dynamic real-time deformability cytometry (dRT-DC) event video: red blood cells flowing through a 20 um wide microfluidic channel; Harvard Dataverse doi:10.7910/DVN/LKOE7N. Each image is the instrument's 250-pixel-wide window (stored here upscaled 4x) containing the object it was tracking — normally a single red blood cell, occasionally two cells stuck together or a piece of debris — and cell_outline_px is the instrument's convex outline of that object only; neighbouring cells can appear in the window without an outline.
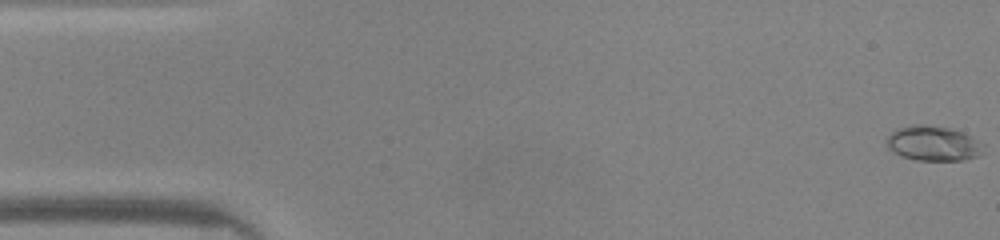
{"species": "common noctule bat (a hibernating species)", "species_latin": "Nyctalus noctula", "temperature_condition": "warm", "stored_images_in_passage": 48, "camera_frame_rate_fps": 3000, "um_per_image_px": 0.085, "animal": {"sex": "male", "body_mass_g": 20.0, "forearm_length_mm": 53.3}, "frame": {"image": 1, "passage_image": 1, "time_ms": 0.0, "image_size_px": [1000, 240], "cell_outline_px": [[984, 144], [976, 156], [964, 160], [916, 160], [900, 156], [892, 152], [888, 148], [884, 140], [896, 128], [912, 124], [920, 124], [948, 128], [960, 132]], "centroid_in_image_um": [79.21, 12.19], "position_along_channel_um": 5.8, "area_um2": 19.48}}
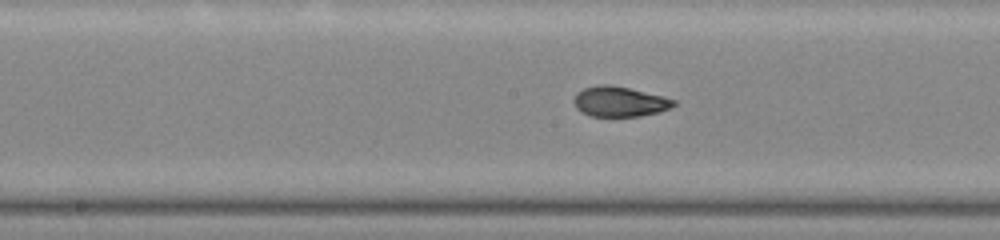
{"frame": {"image": 2, "passage_image": 24, "time_ms": 7.667, "image_size_px": [1000, 240], "cell_outline_px": [[676, 104], [672, 108], [660, 112], [640, 116], [592, 116], [576, 108], [572, 100], [576, 92], [584, 88], [600, 84], [608, 84], [628, 88], [664, 96], [676, 100]], "centroid_in_image_um": [52.68, 8.63], "position_along_channel_um": 195.5, "area_um2": 17.63}}
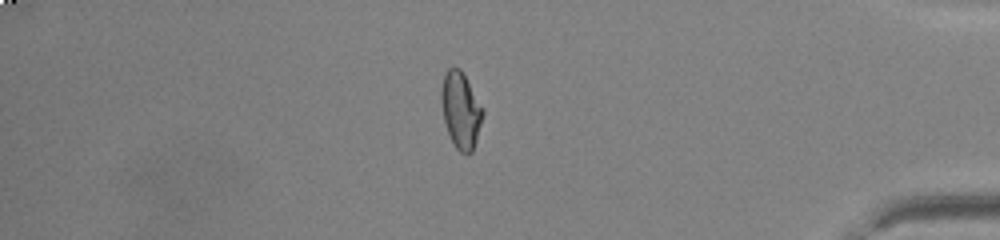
{"frame": {"image": 3, "passage_image": 41, "time_ms": 13.333, "image_size_px": [1000, 240], "cell_outline_px": [[484, 112], [476, 140], [472, 152], [460, 152], [456, 148], [448, 132], [444, 120], [440, 104], [440, 92], [444, 76], [448, 68], [460, 68], [484, 108]], "centroid_in_image_um": [39.16, 9.34], "position_along_channel_um": 396.0, "area_um2": 18.32}, "authors_computed_cell_mechanics": {"area_um2": 18.0914, "velocity_mm_per_s": 4.2282, "shape_relaxation_time_tau1_ms": 8.3736, "shape_relaxation_time_tau2_ms": 1.0102, "deformation_change_tau1": 0.3044, "deformation_change_tau2": 0.052}}